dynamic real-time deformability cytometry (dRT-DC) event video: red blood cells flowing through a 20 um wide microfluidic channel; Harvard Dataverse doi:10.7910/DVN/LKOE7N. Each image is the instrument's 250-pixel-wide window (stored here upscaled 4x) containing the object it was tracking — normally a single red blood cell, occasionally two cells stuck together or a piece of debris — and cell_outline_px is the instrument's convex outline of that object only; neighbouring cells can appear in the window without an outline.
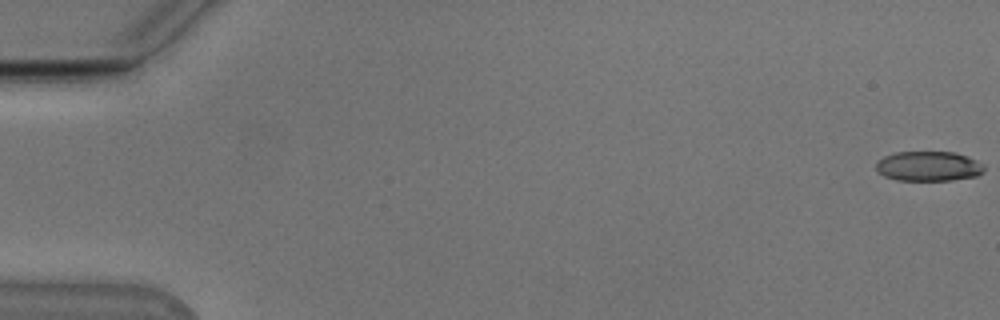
{"species": "Egyptian fruit bat (a non-hibernating species)", "species_latin": "Rousettus aegyptiacus", "temperature_condition": "cold", "stored_images_in_passage": 17, "camera_frame_rate_fps": 3000, "um_per_image_px": 0.085, "animal": {"sex": "male"}, "frame": {"image": 1, "passage_image": 1, "time_ms": 0.0, "image_size_px": [1000, 320], "cell_outline_px": [[984, 172], [976, 176], [952, 180], [896, 180], [884, 176], [876, 172], [876, 160], [884, 156], [896, 152], [956, 152], [968, 156], [984, 164]], "centroid_in_image_um": [78.91, 14.12], "position_along_channel_um": 6.1, "area_um2": 19.02}}